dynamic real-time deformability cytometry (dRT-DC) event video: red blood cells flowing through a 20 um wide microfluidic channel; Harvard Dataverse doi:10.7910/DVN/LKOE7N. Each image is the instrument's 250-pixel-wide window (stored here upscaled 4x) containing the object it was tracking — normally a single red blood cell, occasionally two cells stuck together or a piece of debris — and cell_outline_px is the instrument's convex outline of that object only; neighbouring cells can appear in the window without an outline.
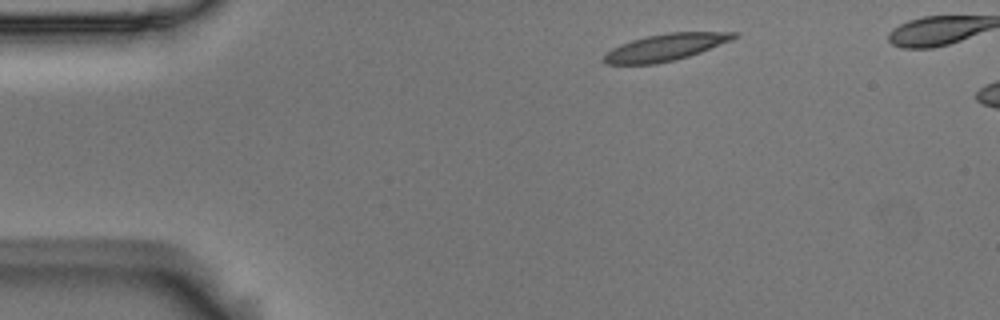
{"species": "Egyptian fruit bat (a non-hibernating species)", "species_latin": "Rousettus aegyptiacus", "temperature_condition": "room temperature", "stored_images_in_passage": 4, "camera_frame_rate_fps": 3000, "um_per_image_px": 0.085, "animal": {"sex": "male"}, "frame": {"image": 1, "passage_image": 1, "time_ms": 0.0, "image_size_px": [1000, 320], "cell_outline_px": [[740, 36], [732, 40], [700, 52], [688, 56], [656, 64], [608, 64], [600, 60], [612, 48], [620, 44], [632, 40], [648, 36], [668, 32], [740, 32]], "centroid_in_image_um": [56.58, 4.01], "position_along_channel_um": 28.4, "area_um2": 20.23}}